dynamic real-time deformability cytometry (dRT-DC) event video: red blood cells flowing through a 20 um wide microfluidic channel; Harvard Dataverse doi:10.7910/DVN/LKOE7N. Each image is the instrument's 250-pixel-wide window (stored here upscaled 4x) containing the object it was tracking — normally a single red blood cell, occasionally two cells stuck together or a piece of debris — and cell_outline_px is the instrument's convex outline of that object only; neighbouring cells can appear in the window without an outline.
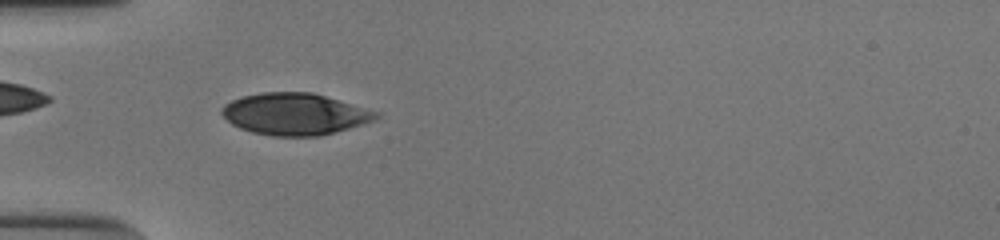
{"species": "human", "species_latin": "Homo sapiens", "temperature_condition": "cold", "stored_images_in_passage": 54, "camera_frame_rate_fps": 3000, "um_per_image_px": 0.085, "donor": {"sex": "male"}, "frame": {"image": 1, "passage_image": 18, "time_ms": 5.667, "image_size_px": [1000, 240], "cell_outline_px": [[384, 112], [376, 120], [336, 132], [320, 136], [272, 136], [252, 132], [240, 128], [232, 124], [220, 112], [220, 108], [224, 104], [232, 100], [244, 96], [264, 92], [312, 92]], "centroid_in_image_um": [25.13, 9.69], "position_along_channel_um": 59.9, "area_um2": 37.92}}
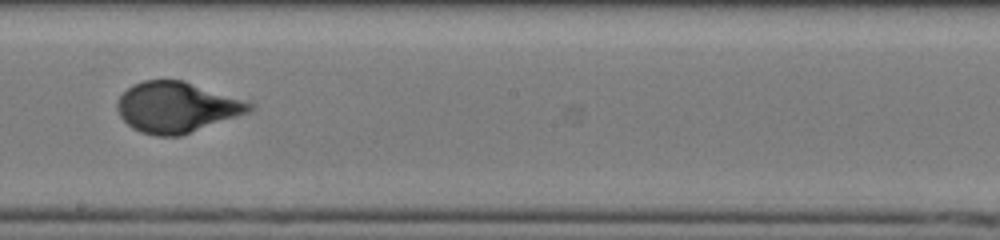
{"frame": {"image": 2, "passage_image": 32, "time_ms": 10.333, "image_size_px": [1000, 240], "cell_outline_px": [[256, 108], [252, 112], [180, 136], [156, 136], [140, 132], [132, 128], [120, 116], [116, 108], [116, 104], [120, 96], [132, 84], [144, 80], [184, 80], [252, 100], [256, 104]], "centroid_in_image_um": [15.13, 9.1], "position_along_channel_um": 233.1, "area_um2": 40.0}}
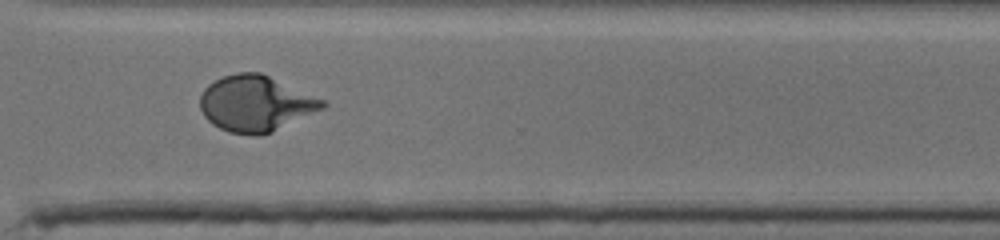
{"frame": {"image": 3, "passage_image": 41, "time_ms": 13.333, "image_size_px": [1000, 240], "cell_outline_px": [[328, 104], [324, 108], [272, 132], [256, 136], [228, 132], [212, 124], [204, 116], [200, 108], [200, 96], [204, 88], [208, 84], [224, 76], [236, 72], [260, 72], [324, 100]], "centroid_in_image_um": [21.71, 8.81], "position_along_channel_um": 348.9, "area_um2": 39.71}, "authors_computed_cell_mechanics": {"area_um2": 38.5237, "velocity_mm_per_s": 3.8496, "shape_relaxation_time_tau1_ms": 4.4805, "shape_relaxation_time_tau2_ms": null, "deformation_change_tau1": 0.196, "deformation_change_tau2": null}}